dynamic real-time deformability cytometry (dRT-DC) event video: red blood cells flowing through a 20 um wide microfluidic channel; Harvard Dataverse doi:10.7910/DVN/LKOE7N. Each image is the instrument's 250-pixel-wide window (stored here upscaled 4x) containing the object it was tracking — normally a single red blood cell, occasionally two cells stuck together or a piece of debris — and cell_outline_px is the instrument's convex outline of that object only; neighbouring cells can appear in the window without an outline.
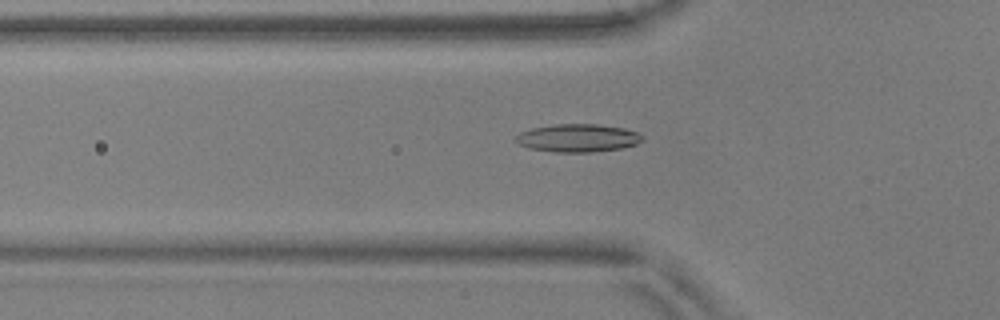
{"species": "common noctule bat (a hibernating species)", "species_latin": "Nyctalus noctula", "temperature_condition": "warm", "stored_images_in_passage": 47, "camera_frame_rate_fps": 3000, "um_per_image_px": 0.085, "animal": {"sex": "male", "body_mass_g": 17.9, "forearm_length_mm": 54.2}, "frame": {"image": 1, "passage_image": 11, "time_ms": 3.333, "image_size_px": [1000, 320], "cell_outline_px": [[644, 140], [636, 144], [620, 148], [592, 152], [556, 152], [528, 148], [520, 144], [516, 140], [516, 136], [520, 132], [532, 128], [556, 124], [596, 124], [624, 128], [636, 132], [644, 136]], "centroid_in_image_um": [49.13, 11.73], "position_along_channel_um": 76.7, "area_um2": 20.52}}
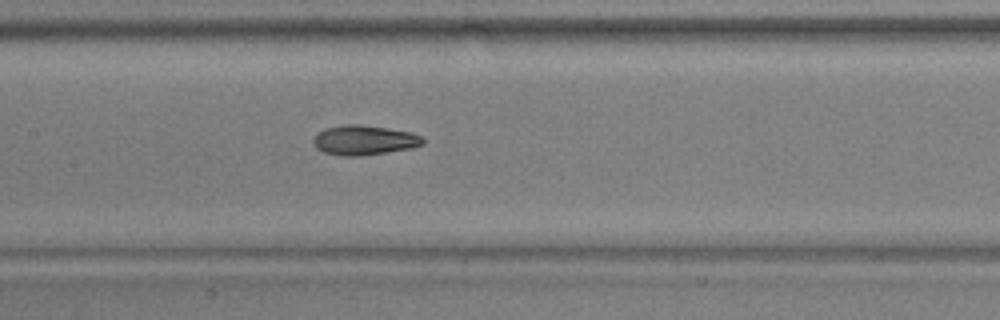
{"frame": {"image": 2, "passage_image": 19, "time_ms": 6.0, "image_size_px": [1000, 320], "cell_outline_px": [[424, 144], [412, 148], [356, 156], [340, 156], [324, 152], [316, 148], [312, 144], [312, 140], [316, 132], [324, 128], [344, 124], [360, 124], [388, 128], [412, 132], [420, 136], [424, 140]], "centroid_in_image_um": [30.9, 11.9], "position_along_channel_um": 176.5, "area_um2": 19.13}}
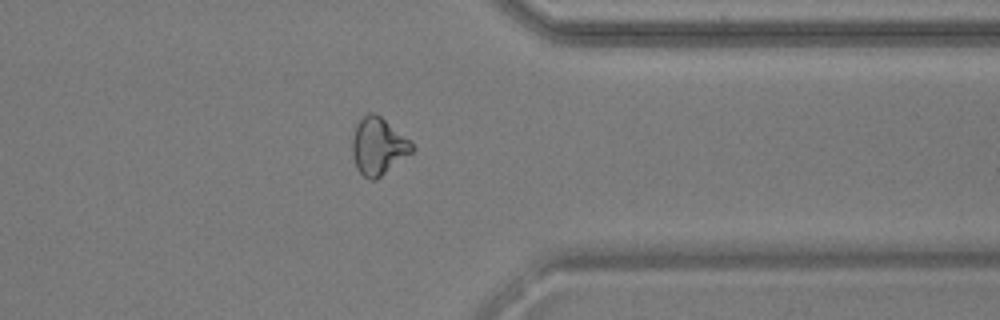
{"frame": {"image": 3, "passage_image": 36, "time_ms": 11.667, "image_size_px": [1000, 320], "cell_outline_px": [[416, 148], [412, 152], [376, 180], [368, 180], [356, 168], [352, 156], [352, 136], [356, 124], [368, 112], [376, 112], [412, 140]], "centroid_in_image_um": [32.16, 12.41], "position_along_channel_um": 379.2, "area_um2": 20.29}, "authors_computed_cell_mechanics": {"area_um2": 19.0162, "velocity_mm_per_s": 3.6939, "shape_relaxation_time_tau1_ms": 10.2238, "shape_relaxation_time_tau2_ms": 3.6029, "deformation_change_tau1": 0.2039, "deformation_change_tau2": 0.1105}}